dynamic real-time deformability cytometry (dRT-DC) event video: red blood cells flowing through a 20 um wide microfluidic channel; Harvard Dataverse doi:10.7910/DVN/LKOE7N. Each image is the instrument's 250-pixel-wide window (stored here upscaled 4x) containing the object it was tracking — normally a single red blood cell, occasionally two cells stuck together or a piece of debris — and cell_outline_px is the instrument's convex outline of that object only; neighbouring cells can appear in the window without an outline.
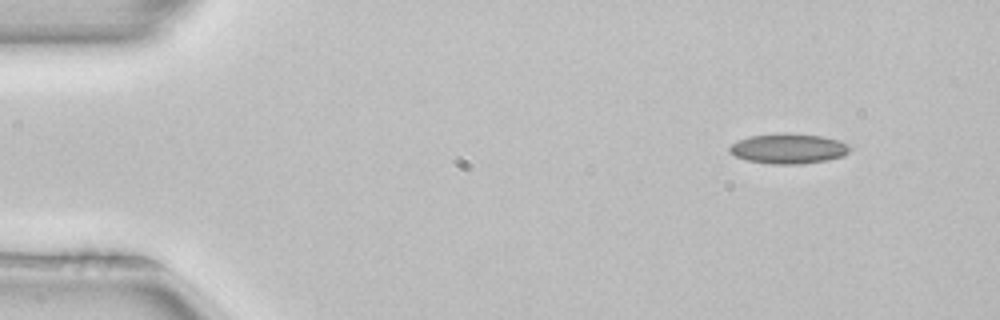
{"species": "common noctule bat (a hibernating species)", "species_latin": "Nyctalus noctula", "temperature_condition": "room temperature", "stored_images_in_passage": 3, "camera_frame_rate_fps": 3000, "um_per_image_px": 0.085, "animal": {"sex": "female", "body_mass_g": 22.7, "forearm_length_mm": 54.2}, "frame": {"image": 1, "passage_image": 1, "time_ms": 0.0, "image_size_px": [1000, 320], "cell_outline_px": [[852, 148], [844, 156], [828, 160], [800, 164], [772, 164], [748, 160], [736, 156], [728, 152], [728, 148], [732, 144], [748, 136], [820, 136], [840, 140], [848, 144]], "centroid_in_image_um": [67.06, 12.68], "position_along_channel_um": 17.9, "area_um2": 20.17}}
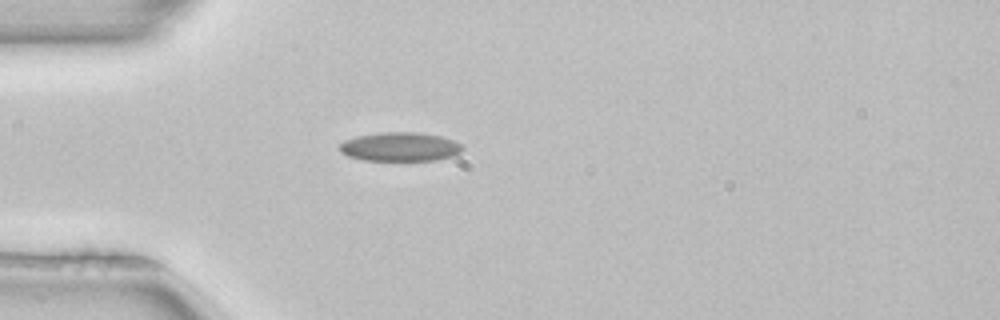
{"frame": {"image": 2, "passage_image": 3, "time_ms": 0.667, "image_size_px": [1000, 320], "cell_outline_px": [[464, 148], [460, 152], [452, 156], [436, 160], [364, 160], [348, 156], [340, 152], [340, 144], [344, 140], [356, 136], [380, 132], [420, 132], [440, 136], [452, 140], [460, 144]], "centroid_in_image_um": [33.98, 12.47], "position_along_channel_um": 51.0, "area_um2": 20.69}}